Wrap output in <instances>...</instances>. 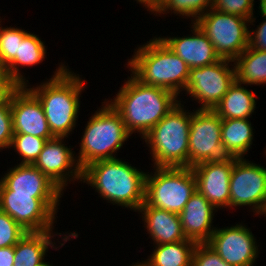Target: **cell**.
I'll return each instance as SVG.
<instances>
[{
    "label": "cell",
    "instance_id": "obj_19",
    "mask_svg": "<svg viewBox=\"0 0 266 266\" xmlns=\"http://www.w3.org/2000/svg\"><path fill=\"white\" fill-rule=\"evenodd\" d=\"M79 235L76 231H67L65 233L63 232V234L55 231L28 232L14 246L15 257L13 266H36L46 259L45 257L49 253V248L57 251L67 241H70L71 238L72 240L76 239ZM56 236L57 238H61V240L56 239ZM55 240L60 245L57 246Z\"/></svg>",
    "mask_w": 266,
    "mask_h": 266
},
{
    "label": "cell",
    "instance_id": "obj_11",
    "mask_svg": "<svg viewBox=\"0 0 266 266\" xmlns=\"http://www.w3.org/2000/svg\"><path fill=\"white\" fill-rule=\"evenodd\" d=\"M243 206L255 216H266V167L237 158L230 178V208Z\"/></svg>",
    "mask_w": 266,
    "mask_h": 266
},
{
    "label": "cell",
    "instance_id": "obj_7",
    "mask_svg": "<svg viewBox=\"0 0 266 266\" xmlns=\"http://www.w3.org/2000/svg\"><path fill=\"white\" fill-rule=\"evenodd\" d=\"M145 179L147 206L180 214L196 189L191 167H152Z\"/></svg>",
    "mask_w": 266,
    "mask_h": 266
},
{
    "label": "cell",
    "instance_id": "obj_40",
    "mask_svg": "<svg viewBox=\"0 0 266 266\" xmlns=\"http://www.w3.org/2000/svg\"><path fill=\"white\" fill-rule=\"evenodd\" d=\"M36 266H54L52 263L46 262L45 259Z\"/></svg>",
    "mask_w": 266,
    "mask_h": 266
},
{
    "label": "cell",
    "instance_id": "obj_22",
    "mask_svg": "<svg viewBox=\"0 0 266 266\" xmlns=\"http://www.w3.org/2000/svg\"><path fill=\"white\" fill-rule=\"evenodd\" d=\"M34 32H28L21 43H19L18 54L15 58L4 68L9 74L10 78L18 86H26L29 84L30 78H26L21 68L34 67L42 63L47 58V46Z\"/></svg>",
    "mask_w": 266,
    "mask_h": 266
},
{
    "label": "cell",
    "instance_id": "obj_3",
    "mask_svg": "<svg viewBox=\"0 0 266 266\" xmlns=\"http://www.w3.org/2000/svg\"><path fill=\"white\" fill-rule=\"evenodd\" d=\"M144 171L119 157L100 160L82 170L81 184L92 187L110 205L137 212L145 201Z\"/></svg>",
    "mask_w": 266,
    "mask_h": 266
},
{
    "label": "cell",
    "instance_id": "obj_26",
    "mask_svg": "<svg viewBox=\"0 0 266 266\" xmlns=\"http://www.w3.org/2000/svg\"><path fill=\"white\" fill-rule=\"evenodd\" d=\"M196 245L197 243L190 239L153 245V251L146 261L150 266H192V255Z\"/></svg>",
    "mask_w": 266,
    "mask_h": 266
},
{
    "label": "cell",
    "instance_id": "obj_10",
    "mask_svg": "<svg viewBox=\"0 0 266 266\" xmlns=\"http://www.w3.org/2000/svg\"><path fill=\"white\" fill-rule=\"evenodd\" d=\"M235 80L234 62L221 58L213 64L191 68L184 93L200 104L197 110H214Z\"/></svg>",
    "mask_w": 266,
    "mask_h": 266
},
{
    "label": "cell",
    "instance_id": "obj_39",
    "mask_svg": "<svg viewBox=\"0 0 266 266\" xmlns=\"http://www.w3.org/2000/svg\"><path fill=\"white\" fill-rule=\"evenodd\" d=\"M129 266H150V264L144 259V260H142V261H138L137 260V262H135V264H134V262L131 264V265H129Z\"/></svg>",
    "mask_w": 266,
    "mask_h": 266
},
{
    "label": "cell",
    "instance_id": "obj_28",
    "mask_svg": "<svg viewBox=\"0 0 266 266\" xmlns=\"http://www.w3.org/2000/svg\"><path fill=\"white\" fill-rule=\"evenodd\" d=\"M47 140L41 137H34L28 134H13L9 149L18 154L17 164L33 165L41 153Z\"/></svg>",
    "mask_w": 266,
    "mask_h": 266
},
{
    "label": "cell",
    "instance_id": "obj_27",
    "mask_svg": "<svg viewBox=\"0 0 266 266\" xmlns=\"http://www.w3.org/2000/svg\"><path fill=\"white\" fill-rule=\"evenodd\" d=\"M211 8L212 0H158L148 12L155 17H166V14L172 15L173 13V15L181 16L183 19L190 18L191 23H195L201 15Z\"/></svg>",
    "mask_w": 266,
    "mask_h": 266
},
{
    "label": "cell",
    "instance_id": "obj_17",
    "mask_svg": "<svg viewBox=\"0 0 266 266\" xmlns=\"http://www.w3.org/2000/svg\"><path fill=\"white\" fill-rule=\"evenodd\" d=\"M234 162L199 163L191 167L196 189L217 209L230 210V178Z\"/></svg>",
    "mask_w": 266,
    "mask_h": 266
},
{
    "label": "cell",
    "instance_id": "obj_35",
    "mask_svg": "<svg viewBox=\"0 0 266 266\" xmlns=\"http://www.w3.org/2000/svg\"><path fill=\"white\" fill-rule=\"evenodd\" d=\"M17 87L5 69L0 68V104L6 102Z\"/></svg>",
    "mask_w": 266,
    "mask_h": 266
},
{
    "label": "cell",
    "instance_id": "obj_14",
    "mask_svg": "<svg viewBox=\"0 0 266 266\" xmlns=\"http://www.w3.org/2000/svg\"><path fill=\"white\" fill-rule=\"evenodd\" d=\"M67 137L47 140L34 166L53 181L62 191L68 184L82 182V169L78 164L73 146L66 145ZM72 182V183H71Z\"/></svg>",
    "mask_w": 266,
    "mask_h": 266
},
{
    "label": "cell",
    "instance_id": "obj_29",
    "mask_svg": "<svg viewBox=\"0 0 266 266\" xmlns=\"http://www.w3.org/2000/svg\"><path fill=\"white\" fill-rule=\"evenodd\" d=\"M0 24V68H5L18 54L19 43L29 32L18 27Z\"/></svg>",
    "mask_w": 266,
    "mask_h": 266
},
{
    "label": "cell",
    "instance_id": "obj_41",
    "mask_svg": "<svg viewBox=\"0 0 266 266\" xmlns=\"http://www.w3.org/2000/svg\"><path fill=\"white\" fill-rule=\"evenodd\" d=\"M158 0H149V9L157 2Z\"/></svg>",
    "mask_w": 266,
    "mask_h": 266
},
{
    "label": "cell",
    "instance_id": "obj_38",
    "mask_svg": "<svg viewBox=\"0 0 266 266\" xmlns=\"http://www.w3.org/2000/svg\"><path fill=\"white\" fill-rule=\"evenodd\" d=\"M134 1V0H133ZM138 4H141V6L145 7L147 11H149V0H135Z\"/></svg>",
    "mask_w": 266,
    "mask_h": 266
},
{
    "label": "cell",
    "instance_id": "obj_23",
    "mask_svg": "<svg viewBox=\"0 0 266 266\" xmlns=\"http://www.w3.org/2000/svg\"><path fill=\"white\" fill-rule=\"evenodd\" d=\"M256 96V93L248 89L247 85L235 80L213 111L221 119L250 118L257 109Z\"/></svg>",
    "mask_w": 266,
    "mask_h": 266
},
{
    "label": "cell",
    "instance_id": "obj_25",
    "mask_svg": "<svg viewBox=\"0 0 266 266\" xmlns=\"http://www.w3.org/2000/svg\"><path fill=\"white\" fill-rule=\"evenodd\" d=\"M233 62L237 82L250 87L266 84V51L248 46Z\"/></svg>",
    "mask_w": 266,
    "mask_h": 266
},
{
    "label": "cell",
    "instance_id": "obj_18",
    "mask_svg": "<svg viewBox=\"0 0 266 266\" xmlns=\"http://www.w3.org/2000/svg\"><path fill=\"white\" fill-rule=\"evenodd\" d=\"M190 34L186 36H159V38L177 55L189 68H200L210 65L221 58L216 53L214 45L196 23L190 24Z\"/></svg>",
    "mask_w": 266,
    "mask_h": 266
},
{
    "label": "cell",
    "instance_id": "obj_8",
    "mask_svg": "<svg viewBox=\"0 0 266 266\" xmlns=\"http://www.w3.org/2000/svg\"><path fill=\"white\" fill-rule=\"evenodd\" d=\"M222 119L213 110L194 108L189 130V167L199 163L234 162L237 158L221 142Z\"/></svg>",
    "mask_w": 266,
    "mask_h": 266
},
{
    "label": "cell",
    "instance_id": "obj_12",
    "mask_svg": "<svg viewBox=\"0 0 266 266\" xmlns=\"http://www.w3.org/2000/svg\"><path fill=\"white\" fill-rule=\"evenodd\" d=\"M61 198H33L23 194H0V210L28 232L53 231ZM57 217V218H56Z\"/></svg>",
    "mask_w": 266,
    "mask_h": 266
},
{
    "label": "cell",
    "instance_id": "obj_4",
    "mask_svg": "<svg viewBox=\"0 0 266 266\" xmlns=\"http://www.w3.org/2000/svg\"><path fill=\"white\" fill-rule=\"evenodd\" d=\"M156 36L137 45L126 68L141 83L168 89L180 97L185 92L190 68Z\"/></svg>",
    "mask_w": 266,
    "mask_h": 266
},
{
    "label": "cell",
    "instance_id": "obj_2",
    "mask_svg": "<svg viewBox=\"0 0 266 266\" xmlns=\"http://www.w3.org/2000/svg\"><path fill=\"white\" fill-rule=\"evenodd\" d=\"M113 99L107 100L120 113L126 130L142 139L180 102L172 91L141 83L131 73Z\"/></svg>",
    "mask_w": 266,
    "mask_h": 266
},
{
    "label": "cell",
    "instance_id": "obj_36",
    "mask_svg": "<svg viewBox=\"0 0 266 266\" xmlns=\"http://www.w3.org/2000/svg\"><path fill=\"white\" fill-rule=\"evenodd\" d=\"M14 257V246L0 248V266H13Z\"/></svg>",
    "mask_w": 266,
    "mask_h": 266
},
{
    "label": "cell",
    "instance_id": "obj_6",
    "mask_svg": "<svg viewBox=\"0 0 266 266\" xmlns=\"http://www.w3.org/2000/svg\"><path fill=\"white\" fill-rule=\"evenodd\" d=\"M103 101L101 108L88 118L83 127L85 129L76 155L82 170L93 162L118 158L119 149L131 137L120 113L107 99Z\"/></svg>",
    "mask_w": 266,
    "mask_h": 266
},
{
    "label": "cell",
    "instance_id": "obj_32",
    "mask_svg": "<svg viewBox=\"0 0 266 266\" xmlns=\"http://www.w3.org/2000/svg\"><path fill=\"white\" fill-rule=\"evenodd\" d=\"M192 266H232L207 244L197 243L192 255Z\"/></svg>",
    "mask_w": 266,
    "mask_h": 266
},
{
    "label": "cell",
    "instance_id": "obj_31",
    "mask_svg": "<svg viewBox=\"0 0 266 266\" xmlns=\"http://www.w3.org/2000/svg\"><path fill=\"white\" fill-rule=\"evenodd\" d=\"M26 233L28 231L0 210V248L15 246Z\"/></svg>",
    "mask_w": 266,
    "mask_h": 266
},
{
    "label": "cell",
    "instance_id": "obj_33",
    "mask_svg": "<svg viewBox=\"0 0 266 266\" xmlns=\"http://www.w3.org/2000/svg\"><path fill=\"white\" fill-rule=\"evenodd\" d=\"M13 119L10 98L0 104V152L9 149L13 137Z\"/></svg>",
    "mask_w": 266,
    "mask_h": 266
},
{
    "label": "cell",
    "instance_id": "obj_20",
    "mask_svg": "<svg viewBox=\"0 0 266 266\" xmlns=\"http://www.w3.org/2000/svg\"><path fill=\"white\" fill-rule=\"evenodd\" d=\"M218 210L196 190L180 212V220L187 239L207 243L216 227L214 216Z\"/></svg>",
    "mask_w": 266,
    "mask_h": 266
},
{
    "label": "cell",
    "instance_id": "obj_9",
    "mask_svg": "<svg viewBox=\"0 0 266 266\" xmlns=\"http://www.w3.org/2000/svg\"><path fill=\"white\" fill-rule=\"evenodd\" d=\"M220 58L234 61L249 46V20L211 8L195 22Z\"/></svg>",
    "mask_w": 266,
    "mask_h": 266
},
{
    "label": "cell",
    "instance_id": "obj_24",
    "mask_svg": "<svg viewBox=\"0 0 266 266\" xmlns=\"http://www.w3.org/2000/svg\"><path fill=\"white\" fill-rule=\"evenodd\" d=\"M253 130L250 118L222 119L221 142L236 158H245L254 141Z\"/></svg>",
    "mask_w": 266,
    "mask_h": 266
},
{
    "label": "cell",
    "instance_id": "obj_13",
    "mask_svg": "<svg viewBox=\"0 0 266 266\" xmlns=\"http://www.w3.org/2000/svg\"><path fill=\"white\" fill-rule=\"evenodd\" d=\"M257 239L243 222L218 228L207 244L228 264L232 266H254L260 249Z\"/></svg>",
    "mask_w": 266,
    "mask_h": 266
},
{
    "label": "cell",
    "instance_id": "obj_1",
    "mask_svg": "<svg viewBox=\"0 0 266 266\" xmlns=\"http://www.w3.org/2000/svg\"><path fill=\"white\" fill-rule=\"evenodd\" d=\"M53 73L36 86L29 83L26 87L40 101L52 135L69 138L78 126L80 97L87 88L85 77L73 72L66 62H60Z\"/></svg>",
    "mask_w": 266,
    "mask_h": 266
},
{
    "label": "cell",
    "instance_id": "obj_21",
    "mask_svg": "<svg viewBox=\"0 0 266 266\" xmlns=\"http://www.w3.org/2000/svg\"><path fill=\"white\" fill-rule=\"evenodd\" d=\"M144 223L146 234H149L151 244H169L186 240L180 216L166 210L141 205L137 211ZM153 241V243H152Z\"/></svg>",
    "mask_w": 266,
    "mask_h": 266
},
{
    "label": "cell",
    "instance_id": "obj_37",
    "mask_svg": "<svg viewBox=\"0 0 266 266\" xmlns=\"http://www.w3.org/2000/svg\"><path fill=\"white\" fill-rule=\"evenodd\" d=\"M260 4H259V7H257L259 9V16L261 17H266V0H259Z\"/></svg>",
    "mask_w": 266,
    "mask_h": 266
},
{
    "label": "cell",
    "instance_id": "obj_16",
    "mask_svg": "<svg viewBox=\"0 0 266 266\" xmlns=\"http://www.w3.org/2000/svg\"><path fill=\"white\" fill-rule=\"evenodd\" d=\"M14 134H28L53 139L43 107L38 98L26 87L18 86L10 95Z\"/></svg>",
    "mask_w": 266,
    "mask_h": 266
},
{
    "label": "cell",
    "instance_id": "obj_34",
    "mask_svg": "<svg viewBox=\"0 0 266 266\" xmlns=\"http://www.w3.org/2000/svg\"><path fill=\"white\" fill-rule=\"evenodd\" d=\"M255 29L249 27V46L256 50L266 51V17ZM251 28V29H250Z\"/></svg>",
    "mask_w": 266,
    "mask_h": 266
},
{
    "label": "cell",
    "instance_id": "obj_15",
    "mask_svg": "<svg viewBox=\"0 0 266 266\" xmlns=\"http://www.w3.org/2000/svg\"><path fill=\"white\" fill-rule=\"evenodd\" d=\"M0 178V194H23L33 198H62V191L34 165L15 164Z\"/></svg>",
    "mask_w": 266,
    "mask_h": 266
},
{
    "label": "cell",
    "instance_id": "obj_30",
    "mask_svg": "<svg viewBox=\"0 0 266 266\" xmlns=\"http://www.w3.org/2000/svg\"><path fill=\"white\" fill-rule=\"evenodd\" d=\"M255 0H212V8L222 13L237 15L249 20V26H254L256 20Z\"/></svg>",
    "mask_w": 266,
    "mask_h": 266
},
{
    "label": "cell",
    "instance_id": "obj_5",
    "mask_svg": "<svg viewBox=\"0 0 266 266\" xmlns=\"http://www.w3.org/2000/svg\"><path fill=\"white\" fill-rule=\"evenodd\" d=\"M183 102V103H182ZM180 102L143 138L155 167H189V130L193 111Z\"/></svg>",
    "mask_w": 266,
    "mask_h": 266
}]
</instances>
